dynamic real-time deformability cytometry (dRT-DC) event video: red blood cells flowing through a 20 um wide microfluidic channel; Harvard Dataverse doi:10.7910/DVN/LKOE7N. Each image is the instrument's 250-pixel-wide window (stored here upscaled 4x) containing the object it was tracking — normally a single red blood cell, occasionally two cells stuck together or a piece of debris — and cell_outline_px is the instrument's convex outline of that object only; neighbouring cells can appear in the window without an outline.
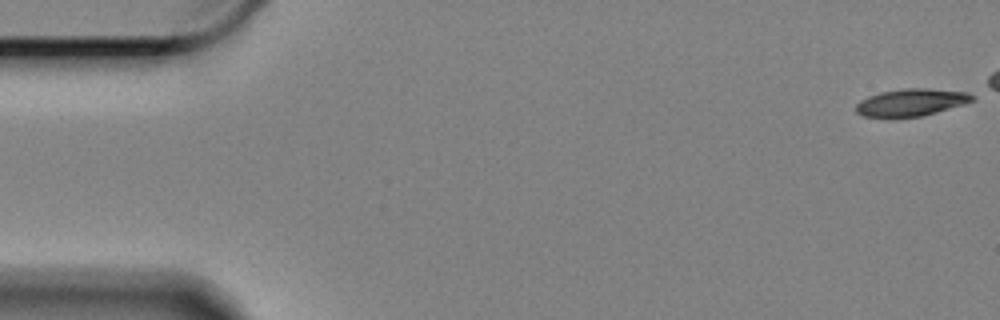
{"species": "Egyptian fruit bat (a non-hibernating species)", "species_latin": "Rousettus aegyptiacus", "temperature_condition": "cold", "stored_images_in_passage": 6, "camera_frame_rate_fps": 3000, "um_per_image_px": 0.085, "animal": {"sex": "female"}, "frame": {"image": 1, "passage_image": 1, "time_ms": 0.0, "image_size_px": [1000, 320], "cell_outline_px": [[972, 100], [964, 104], [936, 112], [920, 116], [864, 116], [856, 112], [856, 104], [860, 100], [868, 96], [880, 92], [904, 88], [928, 88], [968, 92], [972, 96]], "centroid_in_image_um": [77.43, 8.68], "position_along_channel_um": 7.6, "area_um2": 18.09}}